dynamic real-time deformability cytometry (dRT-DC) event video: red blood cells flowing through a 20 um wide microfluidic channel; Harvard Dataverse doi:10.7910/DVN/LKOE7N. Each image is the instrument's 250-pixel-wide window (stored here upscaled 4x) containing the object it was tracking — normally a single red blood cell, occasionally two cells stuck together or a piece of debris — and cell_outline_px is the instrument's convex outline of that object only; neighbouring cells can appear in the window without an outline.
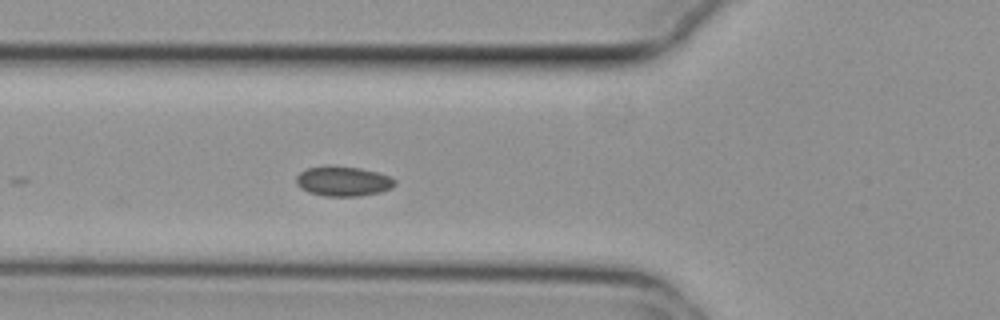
{"species": "common noctule bat (a hibernating species)", "species_latin": "Nyctalus noctula", "temperature_condition": "cold", "stored_images_in_passage": 7, "camera_frame_rate_fps": 3000, "um_per_image_px": 0.085, "animal": {"sex": "female", "body_mass_g": 29.2, "forearm_length_mm": 56.3}, "frame": {"image": 1, "passage_image": 2, "time_ms": 0.333, "image_size_px": [1000, 320], "cell_outline_px": [[396, 184], [392, 188], [380, 192], [360, 196], [324, 196], [308, 192], [300, 188], [296, 184], [296, 176], [300, 172], [308, 168], [328, 164], [360, 168], [392, 176], [396, 180]], "centroid_in_image_um": [29.16, 15.39], "position_along_channel_um": 96.6, "area_um2": 17.51}}